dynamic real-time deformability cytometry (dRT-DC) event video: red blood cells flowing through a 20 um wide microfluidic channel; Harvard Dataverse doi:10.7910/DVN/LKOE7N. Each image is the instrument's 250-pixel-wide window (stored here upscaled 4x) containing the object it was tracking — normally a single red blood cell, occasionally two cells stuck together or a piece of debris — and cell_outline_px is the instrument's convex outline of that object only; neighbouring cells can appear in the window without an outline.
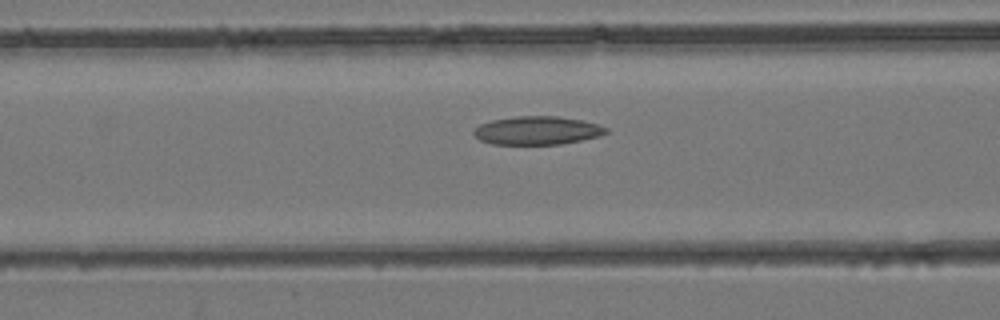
{"species": "common noctule bat (a hibernating species)", "species_latin": "Nyctalus noctula", "temperature_condition": "room temperature", "stored_images_in_passage": 4, "camera_frame_rate_fps": 3000, "um_per_image_px": 0.085, "animal": {"sex": "female", "body_mass_g": 24.6, "forearm_length_mm": 56.2}, "frame": {"image": 1, "passage_image": 3, "time_ms": 0.667, "image_size_px": [1000, 320], "cell_outline_px": [[608, 132], [600, 136], [560, 144], [492, 144], [480, 140], [472, 132], [480, 124], [492, 120], [516, 116], [556, 116], [580, 120], [596, 124], [608, 128]], "centroid_in_image_um": [45.65, 11.09], "position_along_channel_um": 120.9, "area_um2": 21.68}}